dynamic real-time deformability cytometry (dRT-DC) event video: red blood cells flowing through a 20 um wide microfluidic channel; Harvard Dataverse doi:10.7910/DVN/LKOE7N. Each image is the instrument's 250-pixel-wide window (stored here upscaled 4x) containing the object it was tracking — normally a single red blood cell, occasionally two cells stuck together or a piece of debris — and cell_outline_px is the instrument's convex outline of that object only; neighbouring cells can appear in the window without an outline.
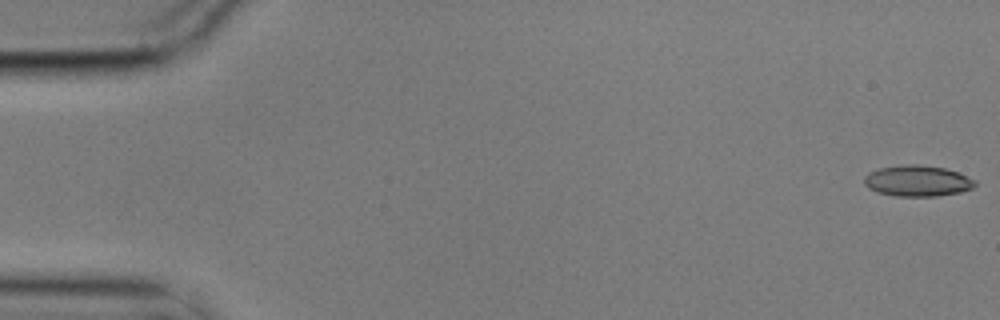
{"species": "common noctule bat (a hibernating species)", "species_latin": "Nyctalus noctula", "temperature_condition": "cold", "stored_images_in_passage": 5, "camera_frame_rate_fps": 3000, "um_per_image_px": 0.085, "animal": {"sex": "male", "body_mass_g": 17.9}, "frame": {"image": 1, "passage_image": 1, "time_ms": 0.0, "image_size_px": [1000, 320], "cell_outline_px": [[976, 184], [972, 188], [960, 192], [936, 196], [896, 196], [876, 192], [868, 188], [864, 184], [864, 176], [868, 172], [880, 168], [908, 164], [916, 164], [944, 168], [956, 172], [976, 180]], "centroid_in_image_um": [77.95, 15.38], "position_along_channel_um": 7.1, "area_um2": 19.94}}